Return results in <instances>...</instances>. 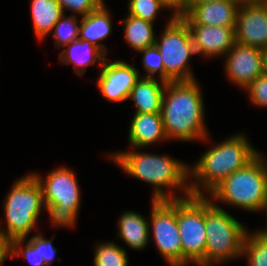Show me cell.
<instances>
[{
  "mask_svg": "<svg viewBox=\"0 0 267 266\" xmlns=\"http://www.w3.org/2000/svg\"><path fill=\"white\" fill-rule=\"evenodd\" d=\"M63 14L57 0H31V18L36 37L41 41L52 33L54 25Z\"/></svg>",
  "mask_w": 267,
  "mask_h": 266,
  "instance_id": "44dd1931",
  "label": "cell"
},
{
  "mask_svg": "<svg viewBox=\"0 0 267 266\" xmlns=\"http://www.w3.org/2000/svg\"><path fill=\"white\" fill-rule=\"evenodd\" d=\"M225 61L226 76L244 90L267 71L266 51L237 42L227 52Z\"/></svg>",
  "mask_w": 267,
  "mask_h": 266,
  "instance_id": "8fae6325",
  "label": "cell"
},
{
  "mask_svg": "<svg viewBox=\"0 0 267 266\" xmlns=\"http://www.w3.org/2000/svg\"><path fill=\"white\" fill-rule=\"evenodd\" d=\"M163 30L155 45L162 57L166 82L195 80L188 61L196 52L186 21L182 17L171 16Z\"/></svg>",
  "mask_w": 267,
  "mask_h": 266,
  "instance_id": "ba28073f",
  "label": "cell"
},
{
  "mask_svg": "<svg viewBox=\"0 0 267 266\" xmlns=\"http://www.w3.org/2000/svg\"><path fill=\"white\" fill-rule=\"evenodd\" d=\"M56 248L52 244L51 239H46L40 232V255L44 259L47 266L51 265L55 259Z\"/></svg>",
  "mask_w": 267,
  "mask_h": 266,
  "instance_id": "1f68e13d",
  "label": "cell"
},
{
  "mask_svg": "<svg viewBox=\"0 0 267 266\" xmlns=\"http://www.w3.org/2000/svg\"><path fill=\"white\" fill-rule=\"evenodd\" d=\"M128 141L133 149L167 140L161 113H135L129 127Z\"/></svg>",
  "mask_w": 267,
  "mask_h": 266,
  "instance_id": "2e32d148",
  "label": "cell"
},
{
  "mask_svg": "<svg viewBox=\"0 0 267 266\" xmlns=\"http://www.w3.org/2000/svg\"><path fill=\"white\" fill-rule=\"evenodd\" d=\"M198 82H167L163 93L161 116L168 140H206L204 103Z\"/></svg>",
  "mask_w": 267,
  "mask_h": 266,
  "instance_id": "7a4b0ae2",
  "label": "cell"
},
{
  "mask_svg": "<svg viewBox=\"0 0 267 266\" xmlns=\"http://www.w3.org/2000/svg\"><path fill=\"white\" fill-rule=\"evenodd\" d=\"M241 5H265L267 0H237Z\"/></svg>",
  "mask_w": 267,
  "mask_h": 266,
  "instance_id": "836d02e7",
  "label": "cell"
},
{
  "mask_svg": "<svg viewBox=\"0 0 267 266\" xmlns=\"http://www.w3.org/2000/svg\"><path fill=\"white\" fill-rule=\"evenodd\" d=\"M247 257V266H267V233L262 229L251 232L247 231L242 256Z\"/></svg>",
  "mask_w": 267,
  "mask_h": 266,
  "instance_id": "603a6c76",
  "label": "cell"
},
{
  "mask_svg": "<svg viewBox=\"0 0 267 266\" xmlns=\"http://www.w3.org/2000/svg\"><path fill=\"white\" fill-rule=\"evenodd\" d=\"M11 240L0 230V265L11 257Z\"/></svg>",
  "mask_w": 267,
  "mask_h": 266,
  "instance_id": "d6a6232c",
  "label": "cell"
},
{
  "mask_svg": "<svg viewBox=\"0 0 267 266\" xmlns=\"http://www.w3.org/2000/svg\"><path fill=\"white\" fill-rule=\"evenodd\" d=\"M80 22L79 39L89 41L106 55L107 47L100 43L110 35L112 30V21L106 6H99L96 10L83 16Z\"/></svg>",
  "mask_w": 267,
  "mask_h": 266,
  "instance_id": "ac0fdd59",
  "label": "cell"
},
{
  "mask_svg": "<svg viewBox=\"0 0 267 266\" xmlns=\"http://www.w3.org/2000/svg\"><path fill=\"white\" fill-rule=\"evenodd\" d=\"M162 4L173 11L172 16L182 17L190 10V0H160Z\"/></svg>",
  "mask_w": 267,
  "mask_h": 266,
  "instance_id": "4dcf8cb0",
  "label": "cell"
},
{
  "mask_svg": "<svg viewBox=\"0 0 267 266\" xmlns=\"http://www.w3.org/2000/svg\"><path fill=\"white\" fill-rule=\"evenodd\" d=\"M94 266H128L125 249L114 242L96 244Z\"/></svg>",
  "mask_w": 267,
  "mask_h": 266,
  "instance_id": "cb8c5ba5",
  "label": "cell"
},
{
  "mask_svg": "<svg viewBox=\"0 0 267 266\" xmlns=\"http://www.w3.org/2000/svg\"><path fill=\"white\" fill-rule=\"evenodd\" d=\"M258 153L243 168L218 184L209 199L249 212H267V163Z\"/></svg>",
  "mask_w": 267,
  "mask_h": 266,
  "instance_id": "277c9868",
  "label": "cell"
},
{
  "mask_svg": "<svg viewBox=\"0 0 267 266\" xmlns=\"http://www.w3.org/2000/svg\"><path fill=\"white\" fill-rule=\"evenodd\" d=\"M123 21L124 36L126 43L136 52L145 49L146 47L155 45L157 37L154 34L153 23L126 15Z\"/></svg>",
  "mask_w": 267,
  "mask_h": 266,
  "instance_id": "7402d4cb",
  "label": "cell"
},
{
  "mask_svg": "<svg viewBox=\"0 0 267 266\" xmlns=\"http://www.w3.org/2000/svg\"><path fill=\"white\" fill-rule=\"evenodd\" d=\"M211 1H218V0H190V8L195 4H201L204 2H211Z\"/></svg>",
  "mask_w": 267,
  "mask_h": 266,
  "instance_id": "e575fe53",
  "label": "cell"
},
{
  "mask_svg": "<svg viewBox=\"0 0 267 266\" xmlns=\"http://www.w3.org/2000/svg\"><path fill=\"white\" fill-rule=\"evenodd\" d=\"M99 6H105L104 0H95Z\"/></svg>",
  "mask_w": 267,
  "mask_h": 266,
  "instance_id": "d590c367",
  "label": "cell"
},
{
  "mask_svg": "<svg viewBox=\"0 0 267 266\" xmlns=\"http://www.w3.org/2000/svg\"><path fill=\"white\" fill-rule=\"evenodd\" d=\"M235 42L267 52V7L241 5L235 24Z\"/></svg>",
  "mask_w": 267,
  "mask_h": 266,
  "instance_id": "4fadbf2b",
  "label": "cell"
},
{
  "mask_svg": "<svg viewBox=\"0 0 267 266\" xmlns=\"http://www.w3.org/2000/svg\"><path fill=\"white\" fill-rule=\"evenodd\" d=\"M63 12L72 11L73 13L81 17L88 15L90 12L96 10L99 5L95 0H57Z\"/></svg>",
  "mask_w": 267,
  "mask_h": 266,
  "instance_id": "f546056e",
  "label": "cell"
},
{
  "mask_svg": "<svg viewBox=\"0 0 267 266\" xmlns=\"http://www.w3.org/2000/svg\"><path fill=\"white\" fill-rule=\"evenodd\" d=\"M258 153L242 134L229 137L211 147L194 166H189V176L194 178V181L189 183L191 194L194 196H205L203 192L209 194L218 184L243 168Z\"/></svg>",
  "mask_w": 267,
  "mask_h": 266,
  "instance_id": "3957f363",
  "label": "cell"
},
{
  "mask_svg": "<svg viewBox=\"0 0 267 266\" xmlns=\"http://www.w3.org/2000/svg\"><path fill=\"white\" fill-rule=\"evenodd\" d=\"M78 18L76 15H70L66 17V13L56 22L52 29V35L55 38V46L65 47L69 45L72 41L79 39V27Z\"/></svg>",
  "mask_w": 267,
  "mask_h": 266,
  "instance_id": "484cf974",
  "label": "cell"
},
{
  "mask_svg": "<svg viewBox=\"0 0 267 266\" xmlns=\"http://www.w3.org/2000/svg\"><path fill=\"white\" fill-rule=\"evenodd\" d=\"M149 222L142 214L125 211L119 217L117 234L130 248L143 249L148 245L151 236Z\"/></svg>",
  "mask_w": 267,
  "mask_h": 266,
  "instance_id": "ffe728a7",
  "label": "cell"
},
{
  "mask_svg": "<svg viewBox=\"0 0 267 266\" xmlns=\"http://www.w3.org/2000/svg\"><path fill=\"white\" fill-rule=\"evenodd\" d=\"M205 266L242 256L247 229L205 195Z\"/></svg>",
  "mask_w": 267,
  "mask_h": 266,
  "instance_id": "8992f818",
  "label": "cell"
},
{
  "mask_svg": "<svg viewBox=\"0 0 267 266\" xmlns=\"http://www.w3.org/2000/svg\"><path fill=\"white\" fill-rule=\"evenodd\" d=\"M25 239L11 240V257H18L20 254L29 262L31 266H47L44 259L40 255V233L28 239L24 245Z\"/></svg>",
  "mask_w": 267,
  "mask_h": 266,
  "instance_id": "d4e9b609",
  "label": "cell"
},
{
  "mask_svg": "<svg viewBox=\"0 0 267 266\" xmlns=\"http://www.w3.org/2000/svg\"><path fill=\"white\" fill-rule=\"evenodd\" d=\"M110 158L128 175L152 184V200H173L186 198L191 194L187 178L189 165L168 155H156L138 151L110 153ZM188 183V184H187ZM169 188L168 193L163 189ZM174 189V190H173ZM184 195H176L175 190Z\"/></svg>",
  "mask_w": 267,
  "mask_h": 266,
  "instance_id": "6da1fadb",
  "label": "cell"
},
{
  "mask_svg": "<svg viewBox=\"0 0 267 266\" xmlns=\"http://www.w3.org/2000/svg\"><path fill=\"white\" fill-rule=\"evenodd\" d=\"M267 214V212H266ZM266 229H262L265 233H267V226L265 227Z\"/></svg>",
  "mask_w": 267,
  "mask_h": 266,
  "instance_id": "8d00e7d4",
  "label": "cell"
},
{
  "mask_svg": "<svg viewBox=\"0 0 267 266\" xmlns=\"http://www.w3.org/2000/svg\"><path fill=\"white\" fill-rule=\"evenodd\" d=\"M46 209L42 189L32 173L14 182L4 200L6 229L0 230L10 239H26L33 229L41 210Z\"/></svg>",
  "mask_w": 267,
  "mask_h": 266,
  "instance_id": "5b68a950",
  "label": "cell"
},
{
  "mask_svg": "<svg viewBox=\"0 0 267 266\" xmlns=\"http://www.w3.org/2000/svg\"><path fill=\"white\" fill-rule=\"evenodd\" d=\"M250 102L257 107H267V71L257 77L246 89Z\"/></svg>",
  "mask_w": 267,
  "mask_h": 266,
  "instance_id": "f1b7e54d",
  "label": "cell"
},
{
  "mask_svg": "<svg viewBox=\"0 0 267 266\" xmlns=\"http://www.w3.org/2000/svg\"><path fill=\"white\" fill-rule=\"evenodd\" d=\"M139 53L143 54L142 63L147 72L145 75L141 77H149L154 78V74L158 73V78L166 81V71L163 65L162 57L157 49L156 45H152L146 47L139 51Z\"/></svg>",
  "mask_w": 267,
  "mask_h": 266,
  "instance_id": "83f0119b",
  "label": "cell"
},
{
  "mask_svg": "<svg viewBox=\"0 0 267 266\" xmlns=\"http://www.w3.org/2000/svg\"><path fill=\"white\" fill-rule=\"evenodd\" d=\"M161 9H166L160 0H129L128 14L151 23Z\"/></svg>",
  "mask_w": 267,
  "mask_h": 266,
  "instance_id": "4316f807",
  "label": "cell"
},
{
  "mask_svg": "<svg viewBox=\"0 0 267 266\" xmlns=\"http://www.w3.org/2000/svg\"><path fill=\"white\" fill-rule=\"evenodd\" d=\"M196 54L225 57L235 44V27L188 25ZM225 54V55H224Z\"/></svg>",
  "mask_w": 267,
  "mask_h": 266,
  "instance_id": "5bb4252c",
  "label": "cell"
},
{
  "mask_svg": "<svg viewBox=\"0 0 267 266\" xmlns=\"http://www.w3.org/2000/svg\"><path fill=\"white\" fill-rule=\"evenodd\" d=\"M151 228L159 253L170 266H182L181 236L177 225V199L152 200Z\"/></svg>",
  "mask_w": 267,
  "mask_h": 266,
  "instance_id": "30bf717a",
  "label": "cell"
},
{
  "mask_svg": "<svg viewBox=\"0 0 267 266\" xmlns=\"http://www.w3.org/2000/svg\"><path fill=\"white\" fill-rule=\"evenodd\" d=\"M237 0H218L193 5L182 16L187 25L235 27L239 9Z\"/></svg>",
  "mask_w": 267,
  "mask_h": 266,
  "instance_id": "9a60e30c",
  "label": "cell"
},
{
  "mask_svg": "<svg viewBox=\"0 0 267 266\" xmlns=\"http://www.w3.org/2000/svg\"><path fill=\"white\" fill-rule=\"evenodd\" d=\"M167 82L149 77H140L131 89L128 99L134 101L135 113H161L163 93Z\"/></svg>",
  "mask_w": 267,
  "mask_h": 266,
  "instance_id": "e0dca14e",
  "label": "cell"
},
{
  "mask_svg": "<svg viewBox=\"0 0 267 266\" xmlns=\"http://www.w3.org/2000/svg\"><path fill=\"white\" fill-rule=\"evenodd\" d=\"M42 189L46 212L55 226L72 227L80 207V189L76 174L69 168L59 167L52 170L46 180L37 174H32Z\"/></svg>",
  "mask_w": 267,
  "mask_h": 266,
  "instance_id": "52a82bcc",
  "label": "cell"
},
{
  "mask_svg": "<svg viewBox=\"0 0 267 266\" xmlns=\"http://www.w3.org/2000/svg\"><path fill=\"white\" fill-rule=\"evenodd\" d=\"M177 225L181 236L182 266H205V196L177 199Z\"/></svg>",
  "mask_w": 267,
  "mask_h": 266,
  "instance_id": "9c48e42d",
  "label": "cell"
},
{
  "mask_svg": "<svg viewBox=\"0 0 267 266\" xmlns=\"http://www.w3.org/2000/svg\"><path fill=\"white\" fill-rule=\"evenodd\" d=\"M65 47L59 54L60 62L65 65L72 63L78 75H83L87 66L95 65L97 61L102 65L106 59V55L87 40L78 39Z\"/></svg>",
  "mask_w": 267,
  "mask_h": 266,
  "instance_id": "d6986e66",
  "label": "cell"
},
{
  "mask_svg": "<svg viewBox=\"0 0 267 266\" xmlns=\"http://www.w3.org/2000/svg\"><path fill=\"white\" fill-rule=\"evenodd\" d=\"M100 69L96 82L103 97L112 102L128 100L131 89L141 77L136 67L122 60L109 62L106 58Z\"/></svg>",
  "mask_w": 267,
  "mask_h": 266,
  "instance_id": "7c38bea8",
  "label": "cell"
}]
</instances>
